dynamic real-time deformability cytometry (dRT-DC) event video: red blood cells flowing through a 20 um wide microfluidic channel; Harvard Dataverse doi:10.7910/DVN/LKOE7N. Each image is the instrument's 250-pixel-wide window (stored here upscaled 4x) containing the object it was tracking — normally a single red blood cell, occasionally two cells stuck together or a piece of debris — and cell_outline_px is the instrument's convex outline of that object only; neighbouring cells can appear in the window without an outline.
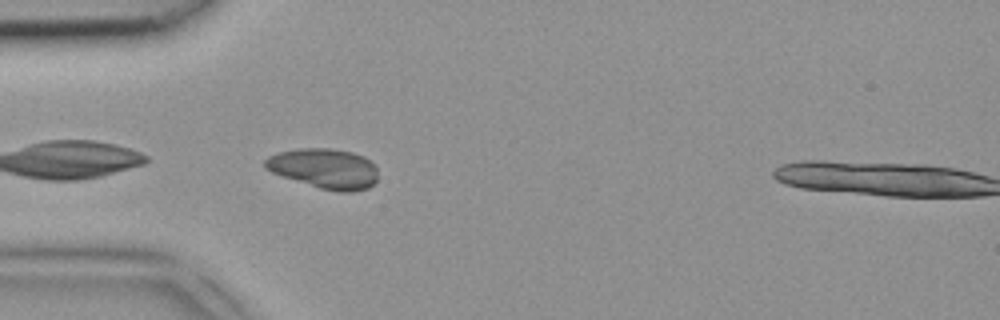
{"species": "common noctule bat (a hibernating species)", "species_latin": "Nyctalus noctula", "temperature_condition": "room temperature", "stored_images_in_passage": 4, "camera_frame_rate_fps": 3000, "um_per_image_px": 0.085, "animal": {"sex": "female", "body_mass_g": 18.4}, "frame": {"image": 1, "passage_image": 3, "time_ms": 0.667, "image_size_px": [1000, 320], "cell_outline_px": [[376, 180], [368, 188], [352, 192], [340, 192], [320, 188], [272, 172], [264, 168], [264, 160], [268, 156], [280, 152], [300, 148], [328, 148], [352, 152], [364, 156], [376, 164]], "centroid_in_image_um": [27.59, 14.31], "position_along_channel_um": 57.4, "area_um2": 26.18}}